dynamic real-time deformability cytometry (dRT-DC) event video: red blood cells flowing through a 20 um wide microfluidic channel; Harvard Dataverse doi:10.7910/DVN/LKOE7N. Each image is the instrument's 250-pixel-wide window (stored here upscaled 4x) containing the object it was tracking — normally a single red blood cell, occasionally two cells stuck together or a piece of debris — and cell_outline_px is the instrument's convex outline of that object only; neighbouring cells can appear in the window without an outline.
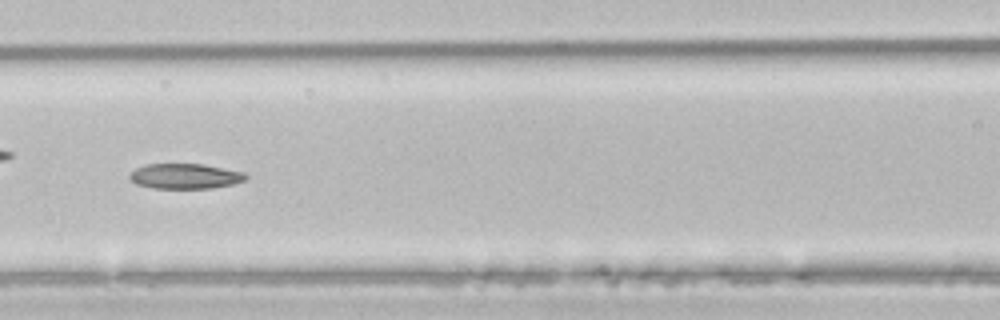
{"species": "common noctule bat (a hibernating species)", "species_latin": "Nyctalus noctula", "temperature_condition": "room temperature", "stored_images_in_passage": 50, "camera_frame_rate_fps": 3000, "um_per_image_px": 0.085, "animal": {"sex": "male", "body_mass_g": 21.5, "forearm_length_mm": 52.0}, "frame": {"image": 1, "passage_image": 22, "time_ms": 7.0, "image_size_px": [1000, 320], "cell_outline_px": [[248, 176], [244, 180], [232, 184], [212, 188], [152, 188], [136, 184], [128, 176], [136, 168], [144, 164], [200, 164], [244, 172]], "centroid_in_image_um": [15.71, 14.97], "position_along_channel_um": 150.9, "area_um2": 16.88}, "authors_computed_cell_mechanics": {"area_um2": 19.5942, "velocity_mm_per_s": 4.02, "shape_relaxation_time_tau1_ms": 7.8319, "shape_relaxation_time_tau2_ms": 2.1104, "deformation_change_tau1": 0.1691, "deformation_change_tau2": 0.0735}}